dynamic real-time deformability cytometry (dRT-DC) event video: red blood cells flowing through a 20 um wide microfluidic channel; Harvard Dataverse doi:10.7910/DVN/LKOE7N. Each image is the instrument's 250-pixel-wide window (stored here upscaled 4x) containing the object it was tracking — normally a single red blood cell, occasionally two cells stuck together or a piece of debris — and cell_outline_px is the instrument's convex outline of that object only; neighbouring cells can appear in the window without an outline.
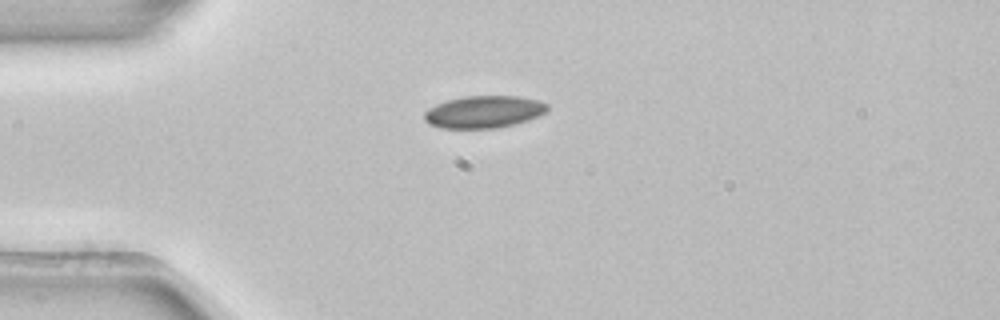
{"species": "common noctule bat (a hibernating species)", "species_latin": "Nyctalus noctula", "temperature_condition": "room temperature", "stored_images_in_passage": 1, "camera_frame_rate_fps": 3000, "um_per_image_px": 0.085, "animal": {"sex": "female", "body_mass_g": 22.7, "forearm_length_mm": 54.2}, "frame": {"image": 1, "passage_image": 1, "time_ms": 0.0, "image_size_px": [1000, 320], "cell_outline_px": [[548, 112], [540, 116], [516, 124], [496, 128], [440, 128], [428, 124], [424, 120], [424, 112], [428, 108], [436, 104], [448, 100], [464, 96], [520, 96], [540, 100], [548, 104]], "centroid_in_image_um": [41.16, 9.51], "position_along_channel_um": 43.8, "area_um2": 23.47}}